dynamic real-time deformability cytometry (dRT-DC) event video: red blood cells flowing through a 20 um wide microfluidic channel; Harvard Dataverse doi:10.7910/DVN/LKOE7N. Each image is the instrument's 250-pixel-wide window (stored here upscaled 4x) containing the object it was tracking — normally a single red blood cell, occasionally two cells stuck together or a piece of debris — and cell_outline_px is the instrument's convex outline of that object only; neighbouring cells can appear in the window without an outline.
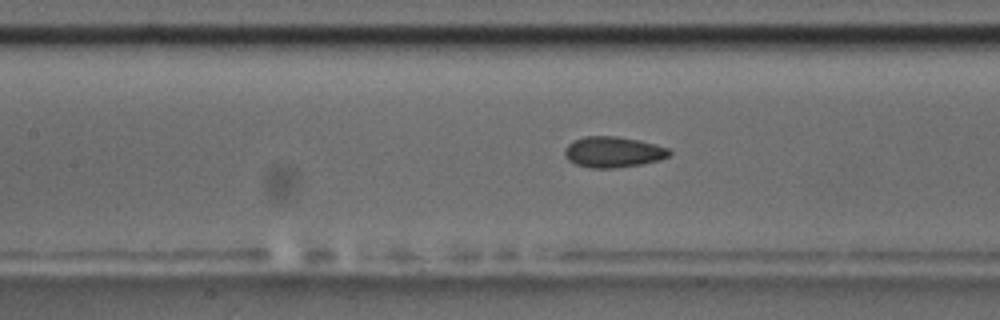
{"species": "common noctule bat (a hibernating species)", "species_latin": "Nyctalus noctula", "temperature_condition": "room temperature", "stored_images_in_passage": 35, "camera_frame_rate_fps": 3000, "um_per_image_px": 0.085, "animal": {"sex": "male", "body_mass_g": 17.5, "forearm_length_mm": 52.3}, "frame": {"image": 1, "passage_image": 16, "time_ms": 5.0, "image_size_px": [1000, 320], "cell_outline_px": [[672, 152], [668, 156], [660, 160], [644, 164], [612, 168], [592, 168], [576, 164], [568, 160], [564, 156], [564, 148], [572, 140], [584, 136], [616, 136], [640, 140], [656, 144], [668, 148]], "centroid_in_image_um": [52.11, 12.91], "position_along_channel_um": 155.3, "area_um2": 19.02}}